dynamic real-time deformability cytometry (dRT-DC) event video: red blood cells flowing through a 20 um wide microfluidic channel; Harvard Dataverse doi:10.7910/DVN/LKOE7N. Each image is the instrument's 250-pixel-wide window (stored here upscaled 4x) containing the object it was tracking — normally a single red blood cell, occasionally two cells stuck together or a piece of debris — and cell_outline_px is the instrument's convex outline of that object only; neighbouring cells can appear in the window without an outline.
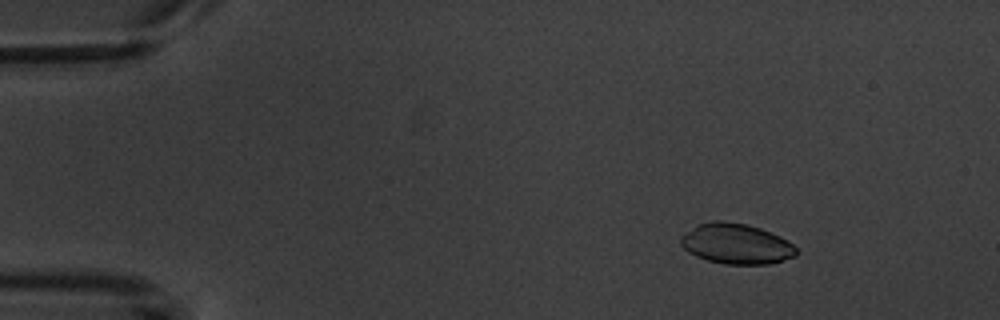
{"species": "common noctule bat (a hibernating species)", "species_latin": "Nyctalus noctula", "temperature_condition": "warm", "stored_images_in_passage": 5, "camera_frame_rate_fps": 3000, "um_per_image_px": 0.085, "animal": {"sex": "male", "body_mass_g": 20.1, "forearm_length_mm": 53.5}, "frame": {"image": 1, "passage_image": 3, "time_ms": 2.333, "image_size_px": [1000, 320], "cell_outline_px": [[796, 256], [768, 264], [724, 264], [708, 260], [696, 256], [688, 252], [680, 244], [680, 236], [696, 224], [712, 220], [724, 220], [748, 224], [760, 228], [780, 236], [788, 240], [796, 248]], "centroid_in_image_um": [62.55, 20.7], "position_along_channel_um": 22.5, "area_um2": 27.4}}
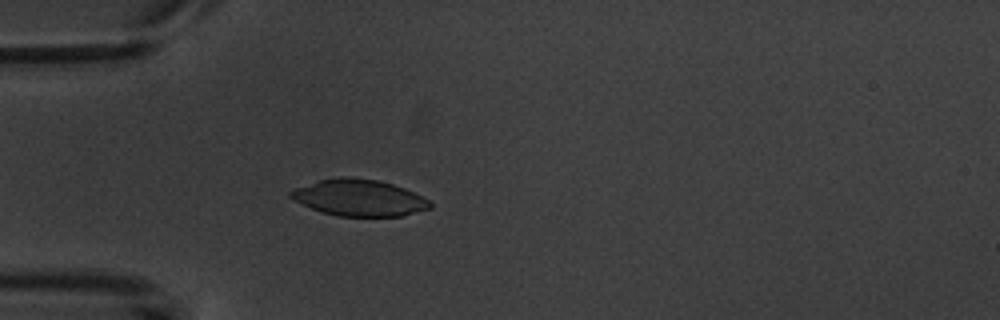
{"frame": {"image": 2, "passage_image": 5, "time_ms": 5.333, "image_size_px": [1000, 320], "cell_outline_px": [[432, 208], [404, 216], [336, 216], [312, 208], [292, 200], [288, 196], [288, 192], [296, 188], [320, 180], [344, 176], [376, 180], [392, 184], [404, 188], [428, 200], [432, 204]], "centroid_in_image_um": [30.52, 16.82], "position_along_channel_um": 54.5, "area_um2": 29.42}}